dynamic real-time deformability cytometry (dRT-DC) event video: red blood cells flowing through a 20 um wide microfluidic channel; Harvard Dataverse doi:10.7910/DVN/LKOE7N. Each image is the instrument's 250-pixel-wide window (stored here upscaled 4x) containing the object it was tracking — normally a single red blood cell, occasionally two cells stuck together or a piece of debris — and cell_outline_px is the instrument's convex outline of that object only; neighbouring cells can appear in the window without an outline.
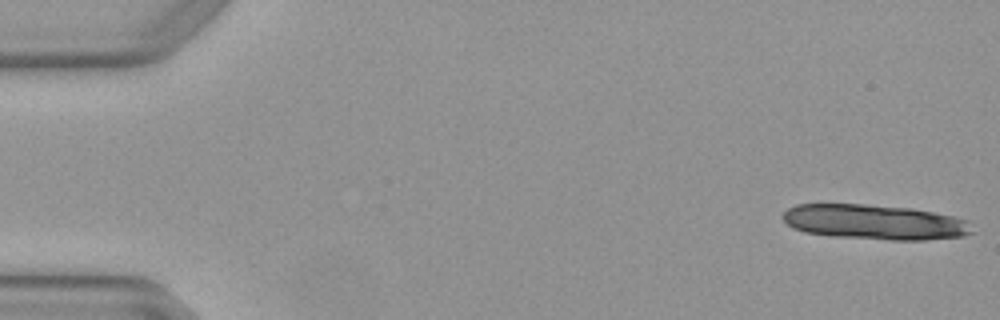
{"species": "Egyptian fruit bat (a non-hibernating species)", "species_latin": "Rousettus aegyptiacus", "temperature_condition": "warm", "stored_images_in_passage": 5, "camera_frame_rate_fps": 3000, "um_per_image_px": 0.085, "animal": {"sex": "female"}, "frame": {"image": 1, "passage_image": 1, "time_ms": 0.0, "image_size_px": [1000, 320], "cell_outline_px": [[972, 232], [964, 236], [924, 240], [892, 240], [832, 236], [804, 232], [792, 228], [780, 216], [788, 208], [796, 204], [864, 204], [912, 208], [952, 216], [968, 220]], "centroid_in_image_um": [74.31, 18.87], "position_along_channel_um": 10.7, "area_um2": 38.67}}
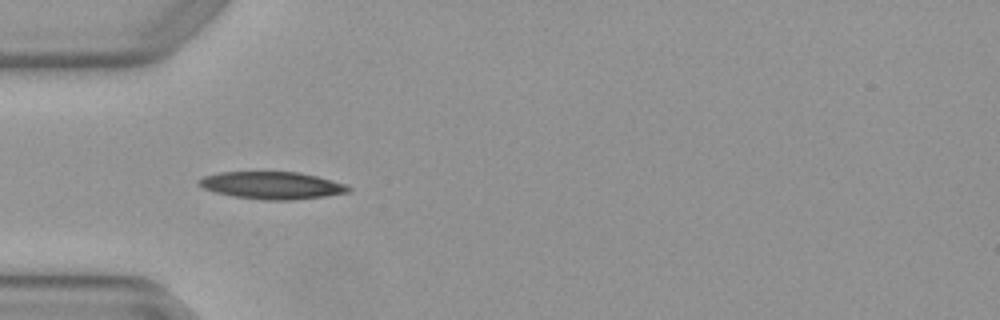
{"frame": {"image": 2, "passage_image": 4, "time_ms": 1.0, "image_size_px": [1000, 320], "cell_outline_px": [[352, 188], [348, 192], [324, 196], [288, 200], [264, 200], [236, 196], [216, 192], [204, 188], [196, 180], [204, 176], [220, 172], [300, 172], [348, 184]], "centroid_in_image_um": [23.15, 15.75], "position_along_channel_um": 61.9, "area_um2": 23.58}}
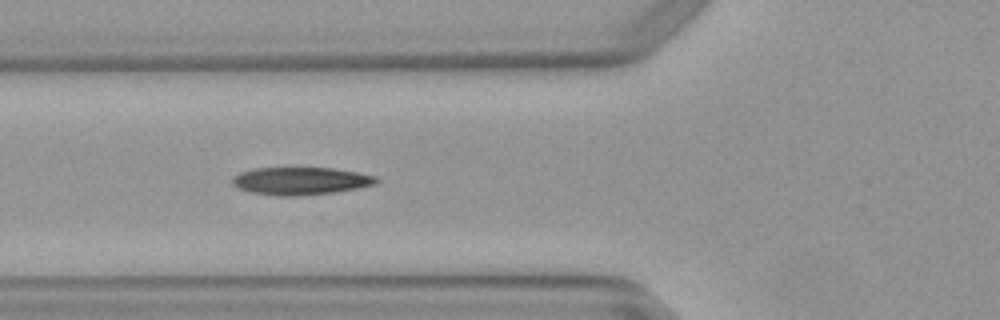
{"frame": {"image": 3, "passage_image": 5, "time_ms": 1.333, "image_size_px": [1000, 320], "cell_outline_px": [[380, 180], [376, 184], [356, 188], [332, 192], [300, 196], [280, 196], [252, 192], [236, 188], [232, 184], [232, 176], [240, 172], [252, 168], [332, 168], [356, 172], [376, 176]], "centroid_in_image_um": [25.51, 15.38], "position_along_channel_um": 100.3, "area_um2": 23.18}}